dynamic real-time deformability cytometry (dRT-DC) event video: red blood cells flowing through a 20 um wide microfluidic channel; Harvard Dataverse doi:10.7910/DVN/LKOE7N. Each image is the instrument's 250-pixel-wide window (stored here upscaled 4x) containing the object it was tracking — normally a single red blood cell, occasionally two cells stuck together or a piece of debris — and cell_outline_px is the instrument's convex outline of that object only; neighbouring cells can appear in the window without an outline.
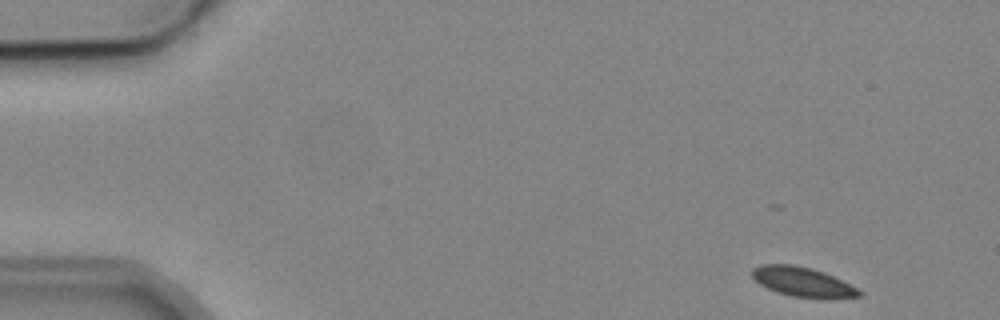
{"species": "common noctule bat (a hibernating species)", "species_latin": "Nyctalus noctula", "temperature_condition": "cold", "stored_images_in_passage": 6, "camera_frame_rate_fps": 3000, "um_per_image_px": 0.085, "animal": {"sex": "male", "body_mass_g": 19.2, "forearm_length_mm": 51.8}, "frame": {"image": 1, "passage_image": 1, "time_ms": 0.0, "image_size_px": [1000, 320], "cell_outline_px": [[864, 292], [860, 296], [792, 296], [768, 288], [760, 284], [752, 276], [752, 268], [760, 264], [796, 264], [812, 268], [824, 272]], "centroid_in_image_um": [68.14, 23.9], "position_along_channel_um": 16.9, "area_um2": 17.57}}